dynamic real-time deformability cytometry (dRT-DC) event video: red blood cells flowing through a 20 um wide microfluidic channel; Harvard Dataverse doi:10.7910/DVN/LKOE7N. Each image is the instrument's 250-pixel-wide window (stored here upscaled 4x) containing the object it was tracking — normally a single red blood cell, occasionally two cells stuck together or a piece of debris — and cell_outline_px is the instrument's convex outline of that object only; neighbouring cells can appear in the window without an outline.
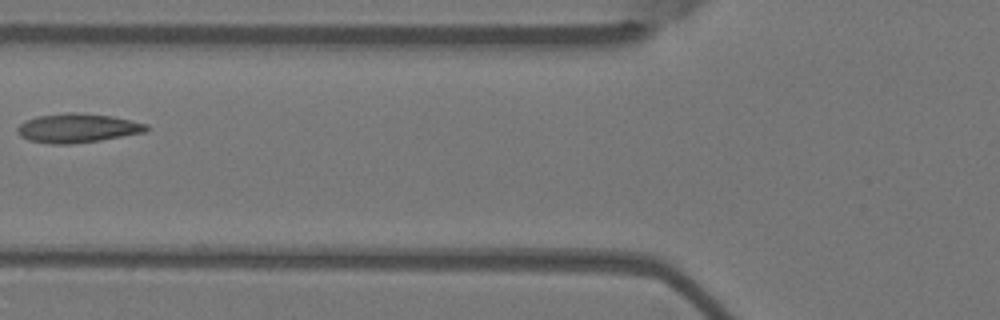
{"species": "Egyptian fruit bat (a non-hibernating species)", "species_latin": "Rousettus aegyptiacus", "temperature_condition": "warm", "stored_images_in_passage": 2, "camera_frame_rate_fps": 3000, "um_per_image_px": 0.085, "animal": {"sex": "female"}, "frame": {"image": 1, "passage_image": 2, "time_ms": 0.333, "image_size_px": [1000, 320], "cell_outline_px": [[148, 132], [100, 140], [72, 144], [52, 144], [28, 140], [20, 136], [16, 128], [24, 120], [36, 116], [68, 112], [76, 112], [112, 116], [148, 124]], "centroid_in_image_um": [6.58, 10.88], "position_along_channel_um": 119.2, "area_um2": 22.02}}